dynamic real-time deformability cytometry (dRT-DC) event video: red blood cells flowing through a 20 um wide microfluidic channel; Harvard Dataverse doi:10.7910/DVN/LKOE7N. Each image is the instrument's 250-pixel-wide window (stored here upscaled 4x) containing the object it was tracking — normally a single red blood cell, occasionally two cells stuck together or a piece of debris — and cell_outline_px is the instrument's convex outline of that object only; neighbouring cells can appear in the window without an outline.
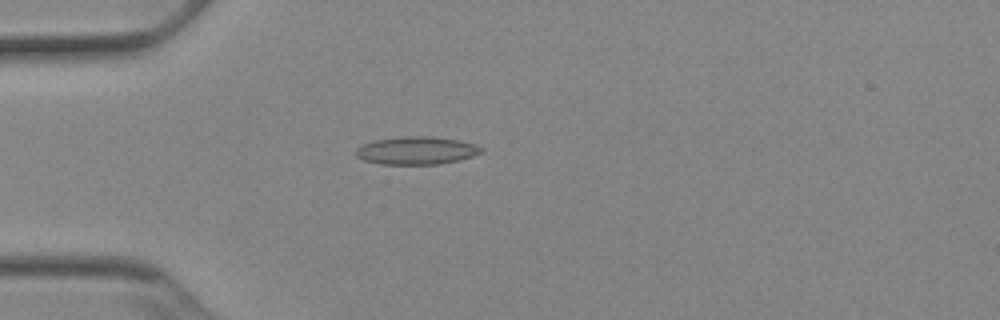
{"species": "Egyptian fruit bat (a non-hibernating species)", "species_latin": "Rousettus aegyptiacus", "temperature_condition": "cold", "stored_images_in_passage": 52, "camera_frame_rate_fps": 3000, "um_per_image_px": 0.085, "animal": {"sex": "female"}, "frame": {"image": 1, "passage_image": 15, "time_ms": 4.667, "image_size_px": [1000, 320], "cell_outline_px": [[484, 152], [460, 160], [440, 164], [380, 164], [364, 160], [356, 156], [356, 148], [372, 140], [400, 136], [428, 136], [456, 140], [476, 144], [484, 148]], "centroid_in_image_um": [35.41, 12.79], "position_along_channel_um": 49.6, "area_um2": 20.46}}
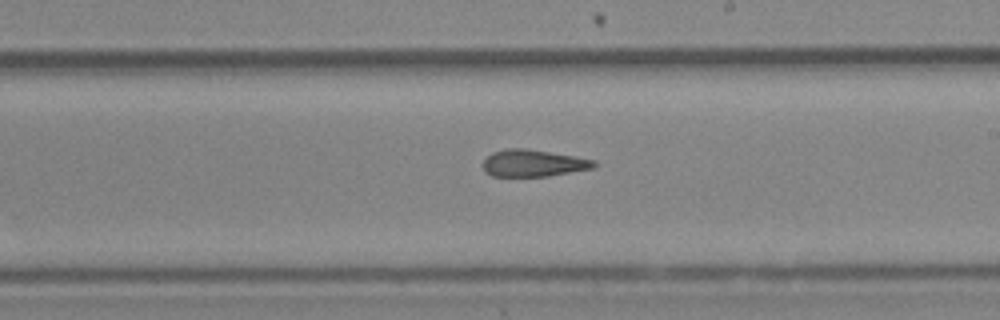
{"frame": {"image": 2, "passage_image": 31, "time_ms": 10.0, "image_size_px": [1000, 320], "cell_outline_px": [[600, 164], [596, 168], [548, 176], [492, 176], [484, 172], [484, 160], [492, 152], [508, 148], [528, 148], [576, 156], [596, 160]], "centroid_in_image_um": [45.4, 13.86], "position_along_channel_um": 243.6, "area_um2": 17.74}}
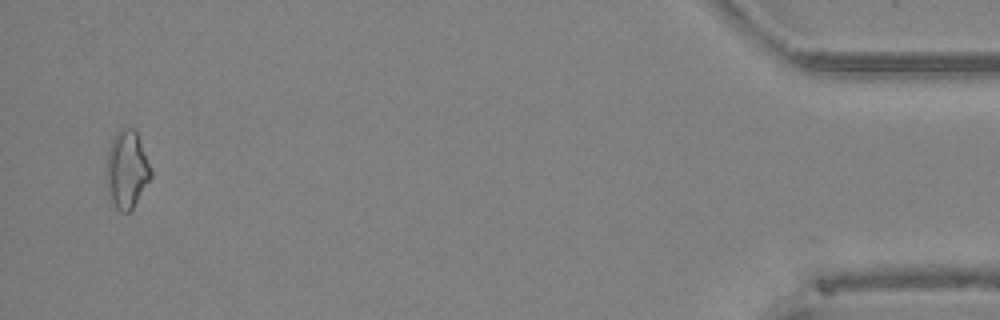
{"frame": {"image": 3, "passage_image": 51, "time_ms": 16.667, "image_size_px": [1000, 320], "cell_outline_px": [[152, 176], [132, 208], [128, 212], [120, 212], [108, 200], [108, 148], [116, 132], [120, 128], [136, 128], [152, 172]], "centroid_in_image_um": [10.79, 14.4], "position_along_channel_um": 424.4, "area_um2": 19.94}, "authors_computed_cell_mechanics": {"area_um2": 18.3515, "velocity_mm_per_s": 3.9045, "shape_relaxation_time_tau1_ms": null, "shape_relaxation_time_tau2_ms": 4.4555, "deformation_change_tau1": null, "deformation_change_tau2": 0.1486}}